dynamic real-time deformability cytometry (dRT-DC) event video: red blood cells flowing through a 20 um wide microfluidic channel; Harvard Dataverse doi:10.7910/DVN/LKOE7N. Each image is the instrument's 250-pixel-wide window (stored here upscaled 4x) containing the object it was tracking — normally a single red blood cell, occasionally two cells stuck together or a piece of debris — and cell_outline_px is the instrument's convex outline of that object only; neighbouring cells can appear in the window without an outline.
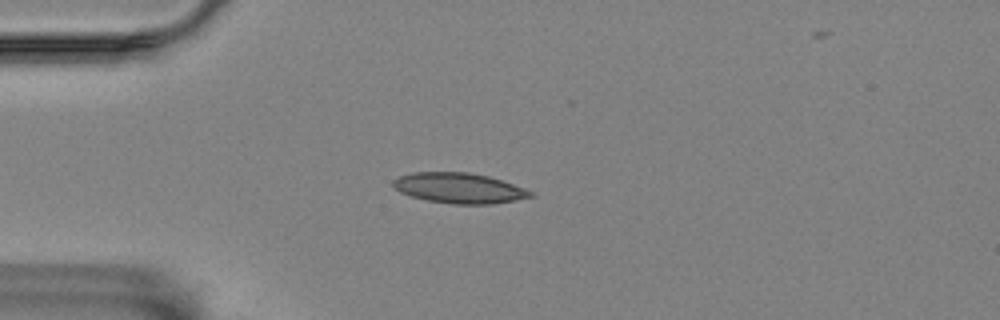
{"species": "Egyptian fruit bat (a non-hibernating species)", "species_latin": "Rousettus aegyptiacus", "temperature_condition": "room temperature", "stored_images_in_passage": 6, "camera_frame_rate_fps": 3000, "um_per_image_px": 0.085, "animal": {"sex": "female"}, "frame": {"image": 1, "passage_image": 4, "time_ms": 3.667, "image_size_px": [1000, 320], "cell_outline_px": [[536, 196], [516, 200], [492, 204], [452, 204], [428, 200], [412, 196], [400, 192], [392, 184], [392, 180], [400, 176], [412, 172], [468, 172], [488, 176], [536, 192]], "centroid_in_image_um": [39.06, 15.99], "position_along_channel_um": 45.9, "area_um2": 24.28}}
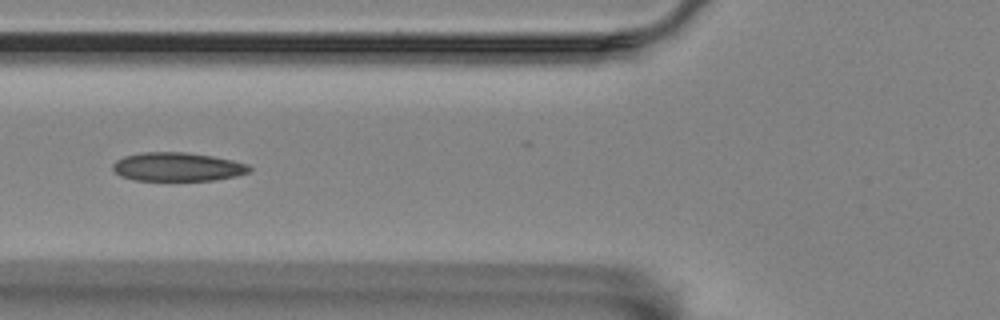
{"frame": {"image": 2, "passage_image": 6, "time_ms": 6.0, "image_size_px": [1000, 320], "cell_outline_px": [[252, 168], [248, 172], [236, 176], [216, 180], [136, 180], [120, 176], [112, 168], [112, 164], [116, 160], [124, 156], [140, 152], [184, 152], [212, 156], [232, 160], [248, 164]], "centroid_in_image_um": [15.07, 14.18], "position_along_channel_um": 110.7, "area_um2": 22.83}}